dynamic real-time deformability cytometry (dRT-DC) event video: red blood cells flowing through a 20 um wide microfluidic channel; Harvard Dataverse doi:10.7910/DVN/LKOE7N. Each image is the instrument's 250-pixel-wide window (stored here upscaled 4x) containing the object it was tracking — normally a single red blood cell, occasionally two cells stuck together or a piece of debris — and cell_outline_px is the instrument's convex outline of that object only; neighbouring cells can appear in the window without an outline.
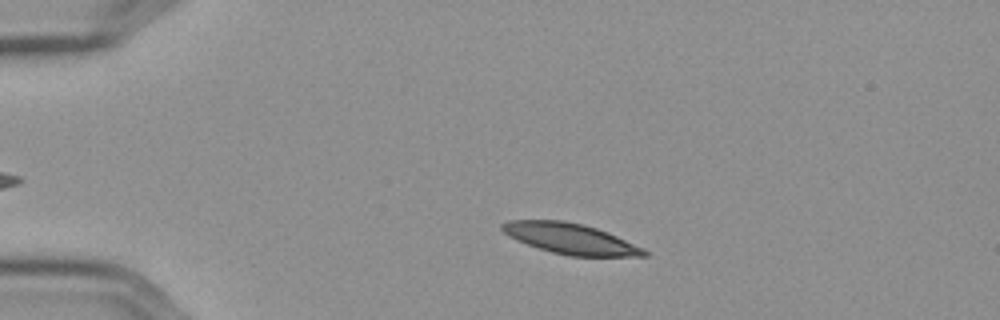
{"species": "Egyptian fruit bat (a non-hibernating species)", "species_latin": "Rousettus aegyptiacus", "temperature_condition": "cold", "stored_images_in_passage": 45, "camera_frame_rate_fps": 3000, "um_per_image_px": 0.085, "frame": {"image": 1, "passage_image": 8, "time_ms": 2.333, "image_size_px": [1000, 320], "cell_outline_px": [[648, 256], [568, 256], [552, 252], [516, 240], [508, 236], [500, 228], [500, 224], [508, 220], [564, 220], [584, 224], [608, 232], [644, 248], [648, 252]], "centroid_in_image_um": [48.48, 20.28], "position_along_channel_um": 36.5, "area_um2": 25.37}}
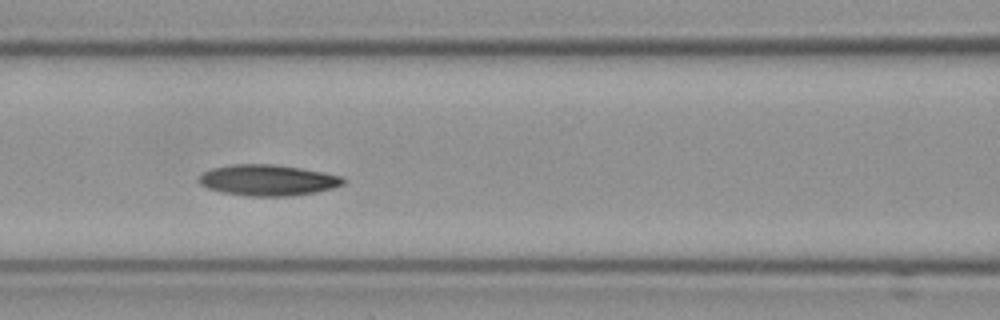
{"frame": {"image": 2, "passage_image": 21, "time_ms": 6.667, "image_size_px": [1000, 320], "cell_outline_px": [[344, 184], [332, 188], [316, 192], [284, 196], [248, 196], [220, 192], [208, 188], [200, 184], [196, 180], [204, 172], [212, 168], [232, 164], [276, 164], [324, 172], [340, 176], [344, 180]], "centroid_in_image_um": [22.72, 15.31], "position_along_channel_um": 143.9, "area_um2": 26.01}}
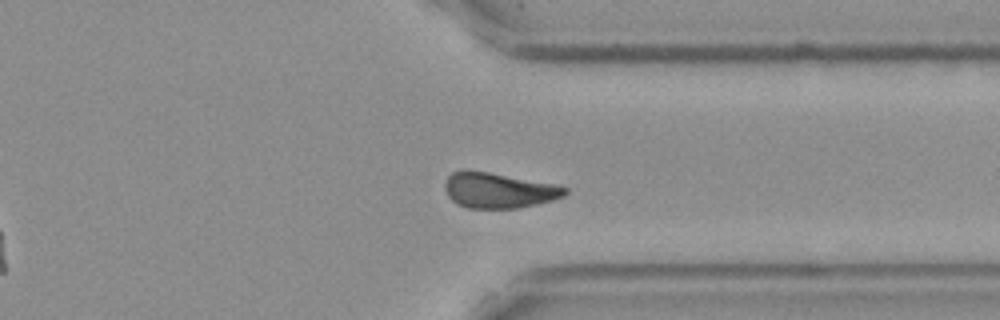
{"frame": {"image": 3, "passage_image": 40, "time_ms": 13.0, "image_size_px": [1000, 320], "cell_outline_px": [[568, 192], [564, 196], [552, 200], [536, 204], [516, 208], [468, 208], [456, 204], [448, 196], [444, 188], [444, 184], [448, 176], [452, 172], [464, 168], [488, 172], [556, 184], [568, 188]], "centroid_in_image_um": [42.35, 16.16], "position_along_channel_um": 369.0, "area_um2": 24.97}, "authors_computed_cell_mechanics": {"area_um2": 25.6054, "velocity_mm_per_s": 3.5553, "shape_relaxation_time_tau1_ms": 8.3996, "shape_relaxation_time_tau2_ms": null, "deformation_change_tau1": 0.1402, "deformation_change_tau2": null}}